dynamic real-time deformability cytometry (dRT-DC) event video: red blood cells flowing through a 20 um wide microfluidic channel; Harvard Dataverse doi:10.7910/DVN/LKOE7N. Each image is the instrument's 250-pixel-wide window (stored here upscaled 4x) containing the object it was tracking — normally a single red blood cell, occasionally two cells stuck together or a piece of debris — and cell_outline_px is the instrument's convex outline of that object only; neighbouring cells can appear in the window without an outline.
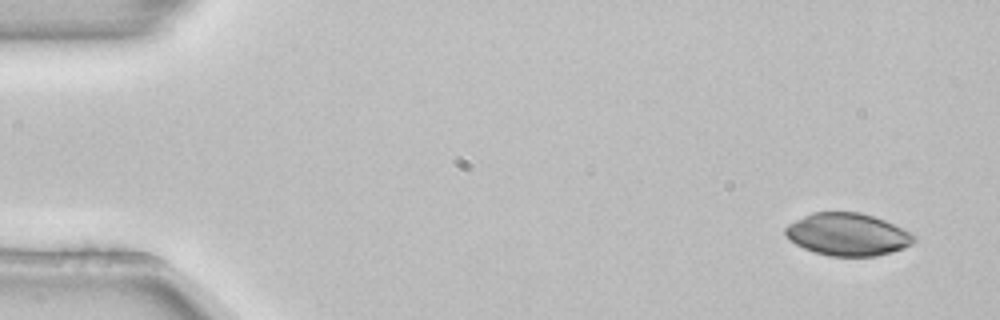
{"species": "common noctule bat (a hibernating species)", "species_latin": "Nyctalus noctula", "temperature_condition": "room temperature", "stored_images_in_passage": 4, "camera_frame_rate_fps": 3000, "um_per_image_px": 0.085, "animal": {"sex": "female", "body_mass_g": 22.7, "forearm_length_mm": 54.2}, "frame": {"image": 1, "passage_image": 1, "time_ms": 0.0, "image_size_px": [1000, 320], "cell_outline_px": [[916, 240], [912, 244], [904, 248], [892, 252], [876, 256], [828, 256], [804, 248], [796, 244], [784, 232], [784, 228], [788, 224], [812, 212], [860, 212], [884, 220], [912, 232], [916, 236]], "centroid_in_image_um": [72.09, 19.92], "position_along_channel_um": 12.9, "area_um2": 31.79}}